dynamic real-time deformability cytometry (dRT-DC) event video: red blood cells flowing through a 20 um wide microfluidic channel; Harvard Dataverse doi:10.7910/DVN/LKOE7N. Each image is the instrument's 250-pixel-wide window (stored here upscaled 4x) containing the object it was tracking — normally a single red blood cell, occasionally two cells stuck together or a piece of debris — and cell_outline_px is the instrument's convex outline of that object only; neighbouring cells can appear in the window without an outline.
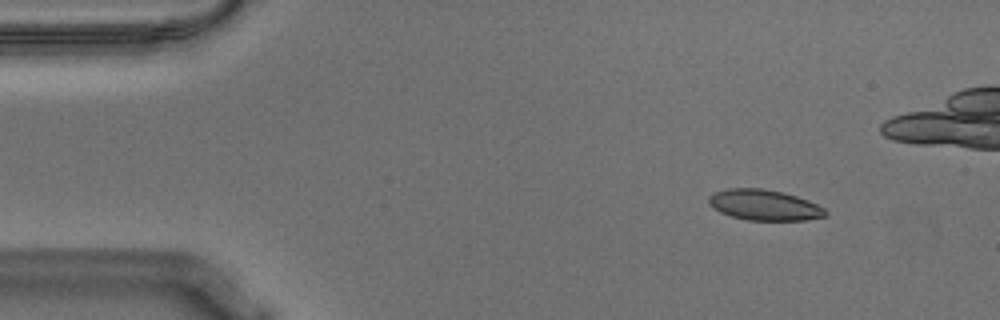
{"species": "Egyptian fruit bat (a non-hibernating species)", "species_latin": "Rousettus aegyptiacus", "temperature_condition": "warm", "stored_images_in_passage": 51, "camera_frame_rate_fps": 3000, "um_per_image_px": 0.085, "animal": {"sex": "male"}, "frame": {"image": 1, "passage_image": 1, "time_ms": 0.0, "image_size_px": [1000, 320], "cell_outline_px": [[828, 212], [824, 216], [804, 220], [748, 220], [732, 216], [720, 212], [708, 204], [708, 196], [712, 192], [728, 188], [760, 188], [784, 192], [808, 200], [824, 208]], "centroid_in_image_um": [64.92, 17.41], "position_along_channel_um": 20.1, "area_um2": 20.87}}
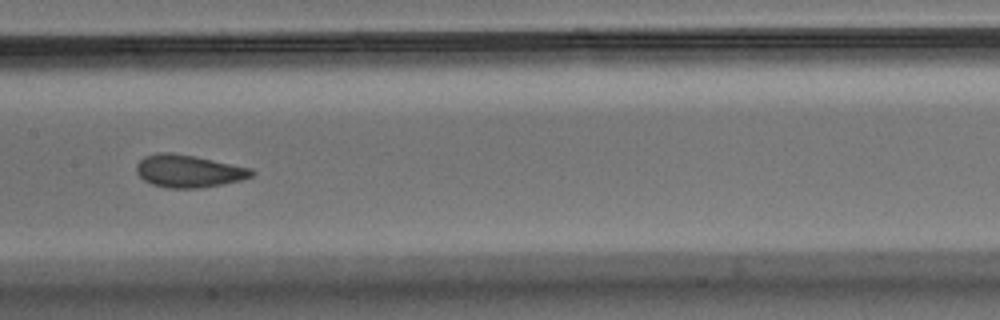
{"frame": {"image": 2, "passage_image": 22, "time_ms": 7.0, "image_size_px": [1000, 320], "cell_outline_px": [[256, 172], [252, 176], [240, 180], [200, 188], [168, 188], [152, 184], [144, 180], [136, 172], [136, 164], [144, 156], [156, 152], [172, 152], [196, 156], [252, 168]], "centroid_in_image_um": [16.02, 14.52], "position_along_channel_um": 191.4, "area_um2": 21.96}}
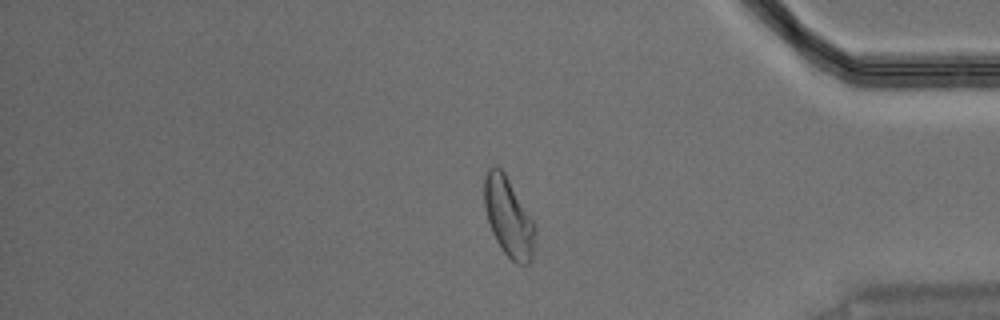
{"frame": {"image": 3, "passage_image": 41, "time_ms": 13.333, "image_size_px": [1000, 320], "cell_outline_px": [[536, 228], [532, 260], [528, 264], [516, 264], [504, 252], [496, 240], [492, 232], [484, 208], [484, 176], [488, 168], [492, 164], [496, 164], [504, 172], [532, 220]], "centroid_in_image_um": [43.2, 18.44], "position_along_channel_um": 392.0, "area_um2": 23.29}, "authors_computed_cell_mechanics": {"area_um2": 21.7906, "velocity_mm_per_s": 3.5847, "shape_relaxation_time_tau1_ms": 4.5731, "shape_relaxation_time_tau2_ms": 1.074, "deformation_change_tau1": 0.1385, "deformation_change_tau2": 0.0814}}